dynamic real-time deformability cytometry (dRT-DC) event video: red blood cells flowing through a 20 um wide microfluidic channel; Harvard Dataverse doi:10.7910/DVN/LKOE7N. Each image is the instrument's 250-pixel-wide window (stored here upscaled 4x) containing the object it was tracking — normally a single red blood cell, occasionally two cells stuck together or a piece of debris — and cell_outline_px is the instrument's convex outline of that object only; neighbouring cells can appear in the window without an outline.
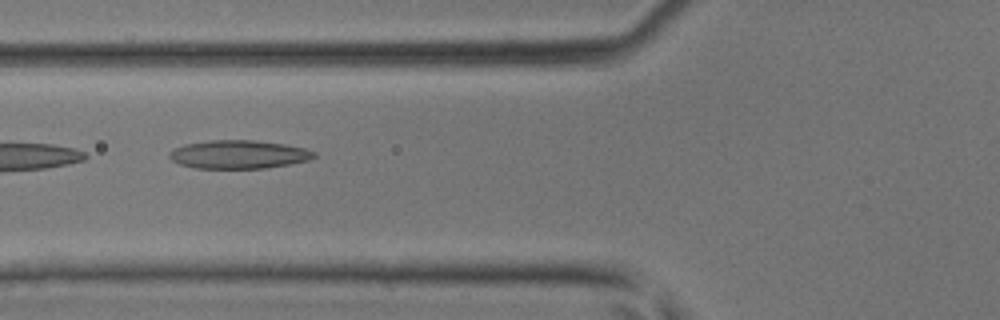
{"species": "common noctule bat (a hibernating species)", "species_latin": "Nyctalus noctula", "temperature_condition": "room temperature", "stored_images_in_passage": 17, "camera_frame_rate_fps": 3000, "um_per_image_px": 0.085, "animal": {"sex": "male", "body_mass_g": 17.9, "forearm_length_mm": 54.2}, "frame": {"image": 1, "passage_image": 3, "time_ms": 0.667, "image_size_px": [1000, 320], "cell_outline_px": [[316, 156], [308, 160], [288, 164], [264, 168], [196, 168], [180, 164], [172, 160], [168, 156], [168, 152], [172, 148], [184, 144], [208, 140], [256, 140], [284, 144], [304, 148], [316, 152]], "centroid_in_image_um": [20.24, 13.11], "position_along_channel_um": 105.6, "area_um2": 23.99}}
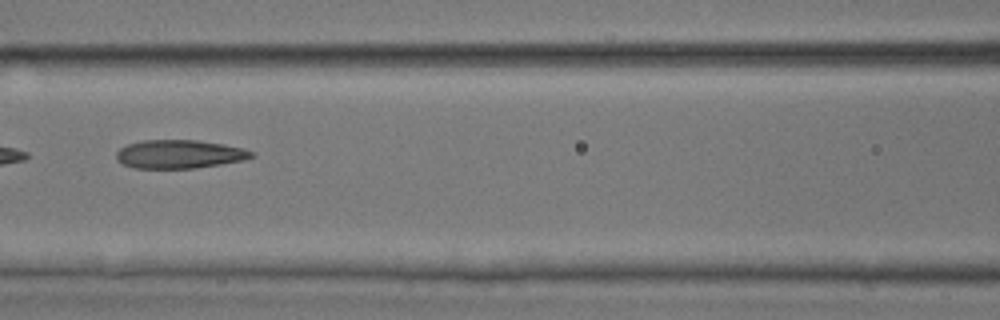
{"frame": {"image": 2, "passage_image": 6, "time_ms": 1.667, "image_size_px": [1000, 320], "cell_outline_px": [[256, 156], [244, 160], [196, 168], [132, 168], [116, 160], [116, 152], [120, 148], [128, 144], [144, 140], [196, 140], [224, 144], [244, 148], [252, 152]], "centroid_in_image_um": [15.25, 13.1], "position_along_channel_um": 151.4, "area_um2": 22.48}}